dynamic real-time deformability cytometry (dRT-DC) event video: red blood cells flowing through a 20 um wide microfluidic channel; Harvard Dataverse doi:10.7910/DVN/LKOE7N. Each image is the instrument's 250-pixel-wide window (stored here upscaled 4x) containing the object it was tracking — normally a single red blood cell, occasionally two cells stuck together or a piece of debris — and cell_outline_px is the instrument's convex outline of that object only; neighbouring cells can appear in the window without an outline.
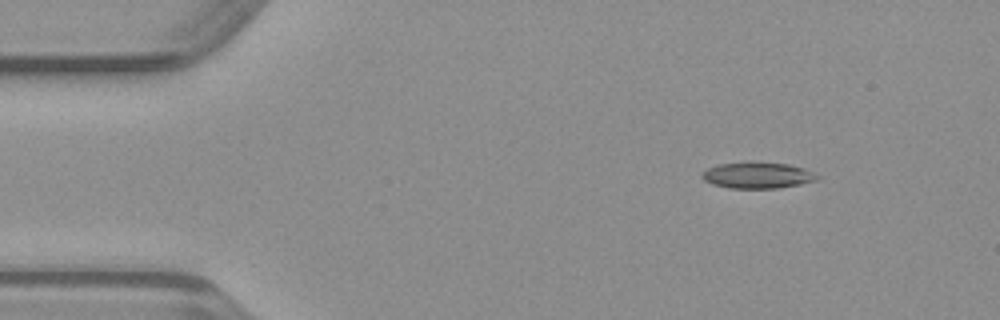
{"species": "common noctule bat (a hibernating species)", "species_latin": "Nyctalus noctula", "temperature_condition": "warm", "stored_images_in_passage": 48, "camera_frame_rate_fps": 3000, "um_per_image_px": 0.085, "animal": {"sex": "male", "body_mass_g": 23.1, "forearm_length_mm": 52.7}, "frame": {"image": 1, "passage_image": 5, "time_ms": 1.333, "image_size_px": [1000, 320], "cell_outline_px": [[820, 180], [800, 184], [776, 188], [728, 188], [712, 184], [704, 180], [700, 176], [708, 168], [720, 164], [788, 164], [804, 168], [820, 176]], "centroid_in_image_um": [64.43, 14.94], "position_along_channel_um": 20.6, "area_um2": 16.94}}
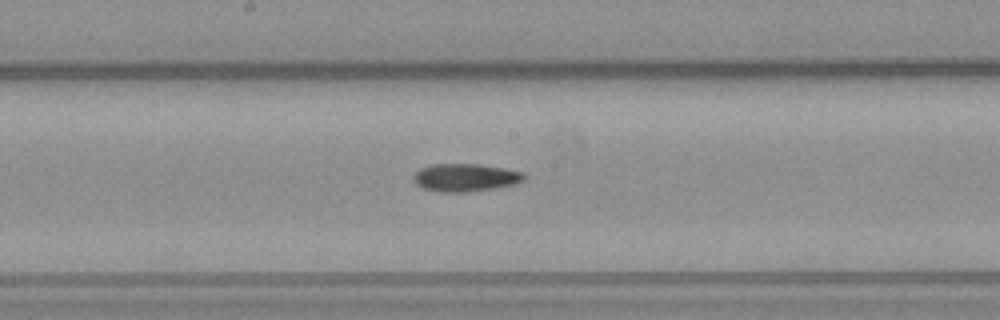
{"frame": {"image": 2, "passage_image": 24, "time_ms": 7.667, "image_size_px": [1000, 320], "cell_outline_px": [[528, 176], [524, 180], [516, 184], [464, 192], [440, 192], [424, 188], [416, 184], [412, 180], [412, 176], [420, 168], [432, 164], [476, 164], [524, 172]], "centroid_in_image_um": [39.53, 15.09], "position_along_channel_um": 208.7, "area_um2": 17.8}}
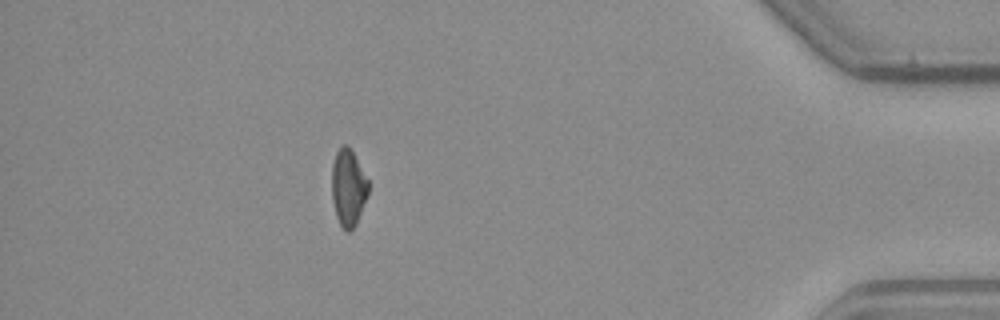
{"frame": {"image": 3, "passage_image": 42, "time_ms": 13.667, "image_size_px": [1000, 320], "cell_outline_px": [[368, 196], [356, 224], [348, 232], [340, 224], [336, 216], [332, 200], [332, 164], [336, 152], [344, 144], [348, 144], [352, 148], [368, 180]], "centroid_in_image_um": [29.61, 15.91], "position_along_channel_um": 405.6, "area_um2": 16.47}}